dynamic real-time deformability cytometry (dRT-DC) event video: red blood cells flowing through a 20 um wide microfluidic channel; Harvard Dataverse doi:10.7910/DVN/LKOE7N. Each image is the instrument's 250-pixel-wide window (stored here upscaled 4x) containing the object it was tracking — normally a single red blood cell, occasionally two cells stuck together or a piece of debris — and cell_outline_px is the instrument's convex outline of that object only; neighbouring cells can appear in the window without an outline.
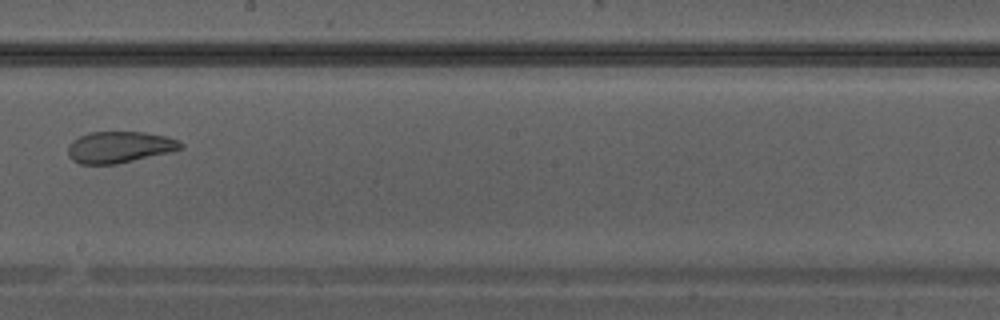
{"species": "Egyptian fruit bat (a non-hibernating species)", "species_latin": "Rousettus aegyptiacus", "temperature_condition": "warm", "stored_images_in_passage": 37, "camera_frame_rate_fps": 3000, "um_per_image_px": 0.085, "animal": {"sex": "male"}, "frame": {"image": 1, "passage_image": 22, "time_ms": 7.0, "image_size_px": [1000, 320], "cell_outline_px": [[184, 148], [172, 152], [116, 164], [80, 164], [72, 160], [68, 156], [68, 148], [72, 140], [88, 132], [144, 132], [164, 136], [176, 140], [184, 144]], "centroid_in_image_um": [10.15, 12.51], "position_along_channel_um": 238.0, "area_um2": 20.69}}